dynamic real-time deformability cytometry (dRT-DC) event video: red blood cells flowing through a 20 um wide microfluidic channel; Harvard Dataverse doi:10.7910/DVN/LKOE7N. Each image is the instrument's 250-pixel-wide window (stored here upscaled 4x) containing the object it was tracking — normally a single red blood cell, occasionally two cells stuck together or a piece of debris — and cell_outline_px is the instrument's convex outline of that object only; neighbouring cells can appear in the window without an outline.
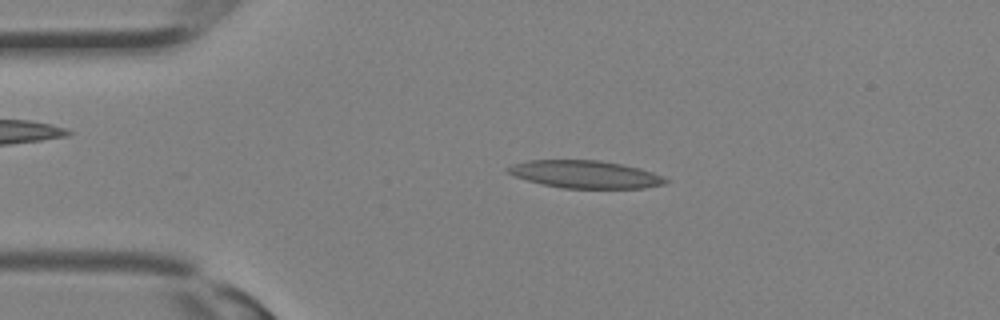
{"species": "Egyptian fruit bat (a non-hibernating species)", "species_latin": "Rousettus aegyptiacus", "temperature_condition": "room temperature", "stored_images_in_passage": 28, "camera_frame_rate_fps": 3000, "um_per_image_px": 0.085, "animal": {"sex": "female"}, "frame": {"image": 1, "passage_image": 3, "time_ms": 0.667, "image_size_px": [1000, 320], "cell_outline_px": [[668, 180], [664, 184], [644, 188], [564, 188], [544, 184], [528, 180], [504, 172], [504, 168], [528, 160], [600, 160], [624, 164], [640, 168], [664, 176]], "centroid_in_image_um": [49.76, 14.81], "position_along_channel_um": 35.2, "area_um2": 25.32}}
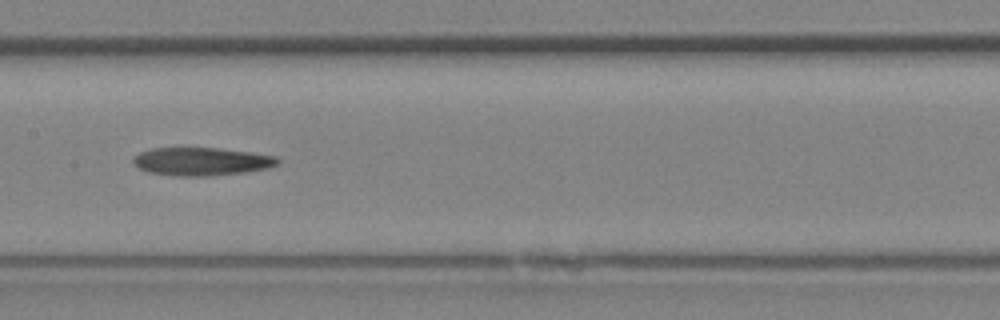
{"frame": {"image": 2, "passage_image": 12, "time_ms": 3.667, "image_size_px": [1000, 320], "cell_outline_px": [[280, 164], [268, 168], [240, 172], [208, 176], [176, 176], [148, 172], [132, 164], [132, 160], [140, 152], [152, 148], [220, 148], [276, 156], [280, 160]], "centroid_in_image_um": [17.12, 13.72], "position_along_channel_um": 190.3, "area_um2": 23.52}}
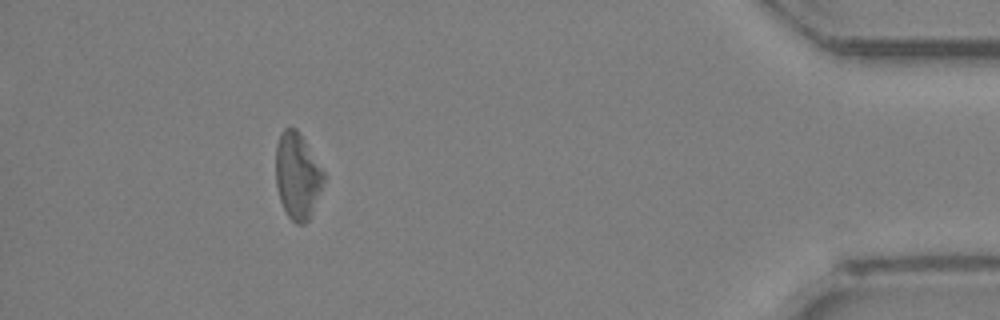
{"frame": {"image": 3, "passage_image": 25, "time_ms": 8.0, "image_size_px": [1000, 320], "cell_outline_px": [[324, 180], [308, 220], [304, 224], [296, 224], [288, 216], [280, 200], [276, 184], [276, 144], [280, 132], [284, 128], [296, 128], [300, 132], [324, 172]], "centroid_in_image_um": [25.25, 14.91], "position_along_channel_um": 409.9, "area_um2": 23.81}}